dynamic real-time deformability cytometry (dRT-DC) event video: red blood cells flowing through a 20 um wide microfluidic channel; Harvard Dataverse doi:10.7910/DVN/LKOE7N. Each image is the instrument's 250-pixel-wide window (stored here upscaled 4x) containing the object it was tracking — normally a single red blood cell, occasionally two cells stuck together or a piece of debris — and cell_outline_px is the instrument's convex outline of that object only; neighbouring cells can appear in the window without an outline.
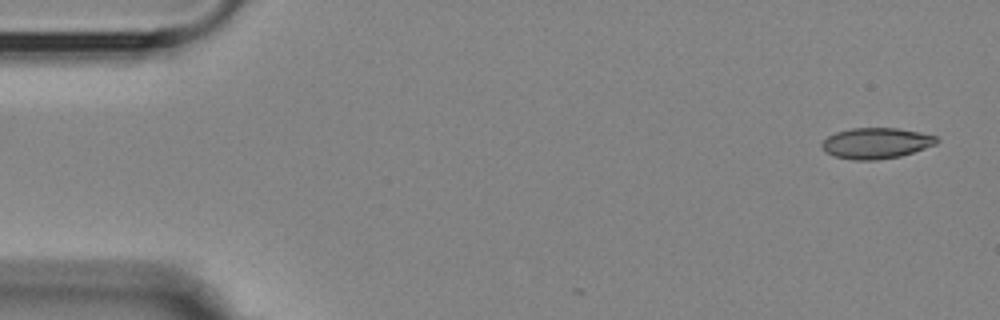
{"species": "Egyptian fruit bat (a non-hibernating species)", "species_latin": "Rousettus aegyptiacus", "temperature_condition": "room temperature", "stored_images_in_passage": 3, "camera_frame_rate_fps": 3000, "um_per_image_px": 0.085, "animal": {"sex": "female"}, "frame": {"image": 1, "passage_image": 1, "time_ms": 0.0, "image_size_px": [1000, 320], "cell_outline_px": [[940, 140], [936, 144], [900, 156], [876, 160], [852, 160], [832, 156], [824, 152], [820, 144], [828, 136], [836, 132], [852, 128], [896, 128], [920, 132], [936, 136]], "centroid_in_image_um": [74.43, 12.17], "position_along_channel_um": 10.6, "area_um2": 20.69}}